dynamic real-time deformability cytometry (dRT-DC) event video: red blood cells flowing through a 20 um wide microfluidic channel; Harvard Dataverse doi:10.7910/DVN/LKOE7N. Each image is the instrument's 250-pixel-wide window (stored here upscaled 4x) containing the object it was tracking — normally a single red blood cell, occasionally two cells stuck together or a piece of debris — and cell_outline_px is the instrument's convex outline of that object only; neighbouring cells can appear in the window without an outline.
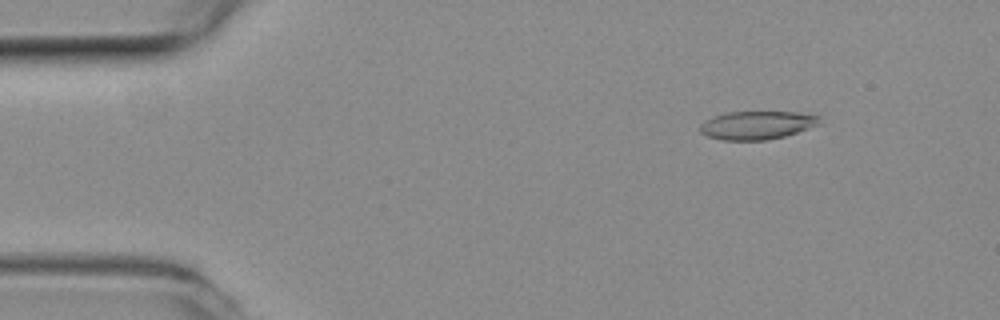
{"species": "common noctule bat (a hibernating species)", "species_latin": "Nyctalus noctula", "temperature_condition": "room temperature", "stored_images_in_passage": 52, "camera_frame_rate_fps": 3000, "um_per_image_px": 0.085, "animal": {"sex": "female", "body_mass_g": 19.3, "forearm_length_mm": 54.1}, "frame": {"image": 1, "passage_image": 7, "time_ms": 2.0, "image_size_px": [1000, 320], "cell_outline_px": [[820, 124], [784, 136], [768, 140], [724, 140], [708, 136], [700, 132], [700, 124], [704, 120], [712, 116], [728, 112], [796, 112], [820, 116]], "centroid_in_image_um": [64.32, 10.63], "position_along_channel_um": 20.7, "area_um2": 19.65}}
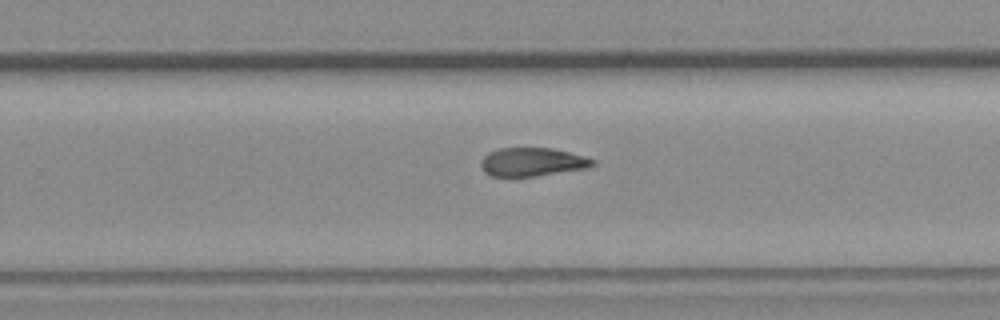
{"frame": {"image": 2, "passage_image": 33, "time_ms": 10.667, "image_size_px": [1000, 320], "cell_outline_px": [[596, 164], [588, 168], [536, 176], [492, 176], [484, 172], [480, 164], [480, 160], [488, 152], [500, 148], [552, 148], [584, 156], [596, 160]], "centroid_in_image_um": [45.24, 13.77], "position_along_channel_um": 284.6, "area_um2": 18.61}}
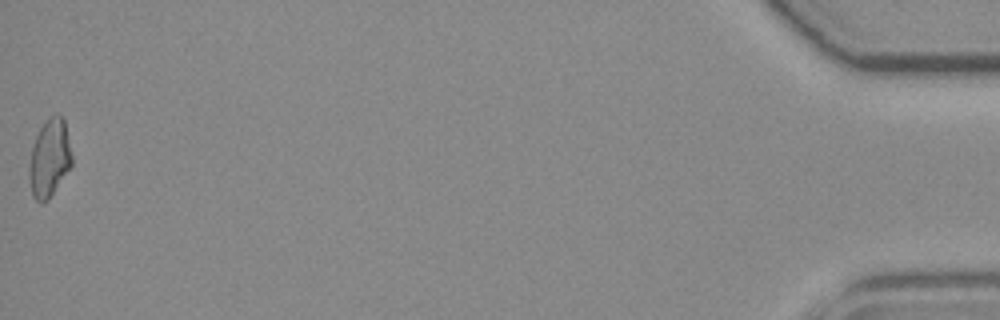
{"frame": {"image": 3, "passage_image": 52, "time_ms": 17.0, "image_size_px": [1000, 320], "cell_outline_px": [[72, 164], [48, 200], [40, 204], [32, 196], [28, 176], [28, 168], [32, 148], [36, 136], [40, 128], [52, 116], [60, 116], [64, 120], [72, 156]], "centroid_in_image_um": [4.18, 13.51], "position_along_channel_um": 431.0, "area_um2": 19.02}, "authors_computed_cell_mechanics": {"area_um2": 19.363, "velocity_mm_per_s": 3.981, "shape_relaxation_time_tau1_ms": null, "shape_relaxation_time_tau2_ms": 3.5049, "deformation_change_tau1": null, "deformation_change_tau2": 0.1176}}